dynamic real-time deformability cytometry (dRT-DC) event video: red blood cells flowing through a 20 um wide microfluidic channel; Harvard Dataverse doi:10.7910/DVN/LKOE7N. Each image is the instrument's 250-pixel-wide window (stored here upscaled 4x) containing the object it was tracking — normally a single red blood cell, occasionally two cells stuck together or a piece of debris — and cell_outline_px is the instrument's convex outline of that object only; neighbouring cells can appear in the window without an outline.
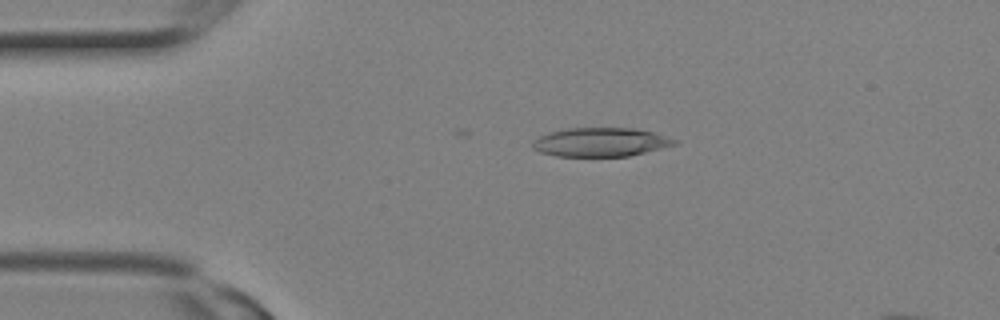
{"species": "Egyptian fruit bat (a non-hibernating species)", "species_latin": "Rousettus aegyptiacus", "temperature_condition": "room temperature", "stored_images_in_passage": 10, "camera_frame_rate_fps": 3000, "um_per_image_px": 0.085, "animal": {"sex": "female"}, "frame": {"image": 1, "passage_image": 6, "time_ms": 1.667, "image_size_px": [1000, 320], "cell_outline_px": [[680, 140], [676, 144], [628, 156], [556, 156], [540, 152], [532, 148], [532, 140], [540, 136], [552, 132], [568, 128], [632, 128], [652, 132]], "centroid_in_image_um": [51.04, 12.08], "position_along_channel_um": 34.0, "area_um2": 23.64}}
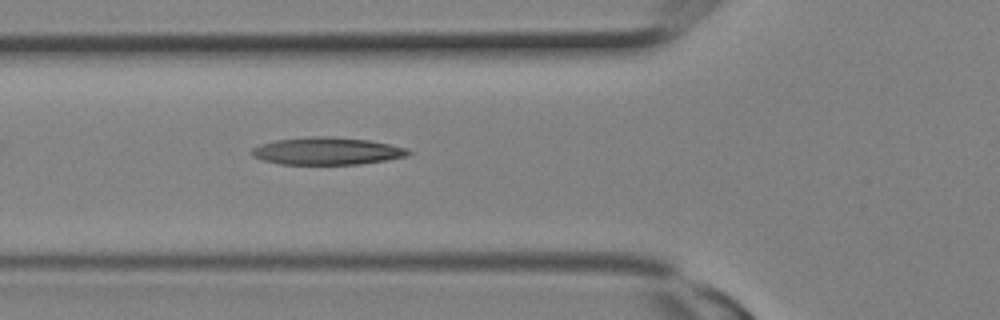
{"frame": {"image": 2, "passage_image": 10, "time_ms": 3.0, "image_size_px": [1000, 320], "cell_outline_px": [[412, 152], [408, 156], [388, 160], [360, 164], [280, 164], [264, 160], [252, 156], [252, 148], [260, 144], [276, 140], [312, 136], [328, 136], [368, 140], [408, 148]], "centroid_in_image_um": [27.82, 12.84], "position_along_channel_um": 98.0, "area_um2": 24.97}}